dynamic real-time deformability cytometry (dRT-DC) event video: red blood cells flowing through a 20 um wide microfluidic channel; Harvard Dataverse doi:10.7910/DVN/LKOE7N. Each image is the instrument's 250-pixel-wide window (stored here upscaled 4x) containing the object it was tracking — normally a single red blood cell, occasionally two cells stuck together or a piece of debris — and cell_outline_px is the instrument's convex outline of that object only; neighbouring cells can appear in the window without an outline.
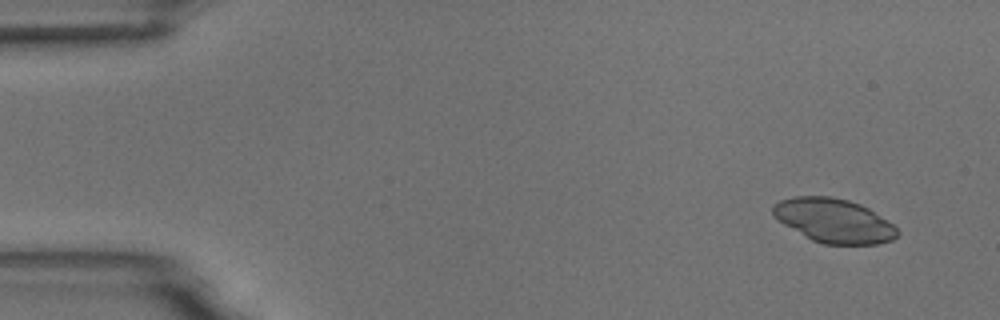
{"species": "common noctule bat (a hibernating species)", "species_latin": "Nyctalus noctula", "temperature_condition": "room temperature", "stored_images_in_passage": 5, "camera_frame_rate_fps": 3000, "um_per_image_px": 0.085, "animal": {"sex": "male", "body_mass_g": 18.8}, "frame": {"image": 1, "passage_image": 1, "time_ms": 0.0, "image_size_px": [1000, 320], "cell_outline_px": [[900, 232], [892, 240], [876, 244], [824, 244], [812, 240], [804, 236], [784, 224], [772, 216], [772, 208], [780, 200], [792, 196], [832, 196], [848, 200], [860, 204], [868, 208], [892, 224]], "centroid_in_image_um": [70.85, 18.75], "position_along_channel_um": 14.1, "area_um2": 31.79}}